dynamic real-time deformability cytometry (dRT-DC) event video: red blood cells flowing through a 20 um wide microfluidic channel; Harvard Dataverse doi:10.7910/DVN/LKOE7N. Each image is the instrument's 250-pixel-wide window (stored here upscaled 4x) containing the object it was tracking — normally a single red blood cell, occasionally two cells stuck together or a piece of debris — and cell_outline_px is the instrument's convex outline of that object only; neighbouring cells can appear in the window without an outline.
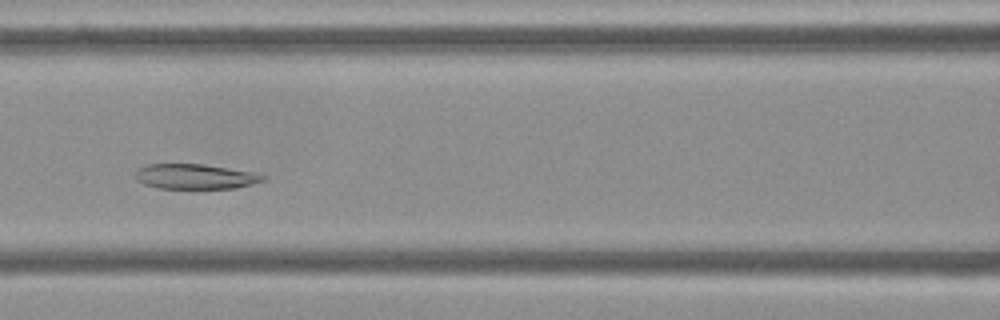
{"species": "Egyptian fruit bat (a non-hibernating species)", "species_latin": "Rousettus aegyptiacus", "temperature_condition": "cold", "stored_images_in_passage": 51, "camera_frame_rate_fps": 3000, "um_per_image_px": 0.085, "frame": {"image": 1, "passage_image": 20, "time_ms": 6.333, "image_size_px": [1000, 320], "cell_outline_px": [[268, 176], [264, 180], [252, 184], [236, 188], [196, 192], [160, 188], [144, 184], [136, 180], [136, 172], [140, 168], [148, 164], [204, 164], [256, 172]], "centroid_in_image_um": [16.66, 15.06], "position_along_channel_um": 149.9, "area_um2": 19.71}}
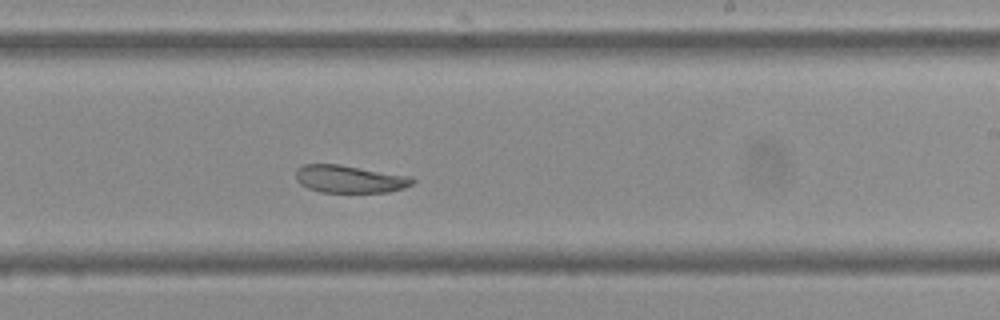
{"frame": {"image": 2, "passage_image": 29, "time_ms": 9.333, "image_size_px": [1000, 320], "cell_outline_px": [[416, 180], [412, 184], [404, 188], [388, 192], [320, 192], [308, 188], [300, 184], [296, 180], [296, 168], [304, 164], [340, 164], [412, 176]], "centroid_in_image_um": [29.73, 15.21], "position_along_channel_um": 259.3, "area_um2": 18.96}}
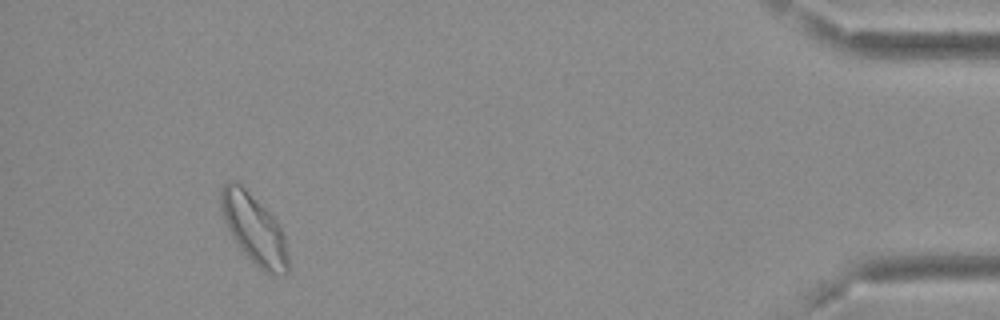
{"frame": {"image": 3, "passage_image": 47, "time_ms": 15.333, "image_size_px": [1000, 320], "cell_outline_px": [[288, 272], [280, 276], [264, 272], [240, 248], [232, 236], [228, 228], [220, 204], [220, 192], [224, 184], [228, 180], [232, 180], [240, 184], [280, 224], [284, 236], [288, 252]], "centroid_in_image_um": [21.62, 19.49], "position_along_channel_um": 413.6, "area_um2": 26.7}}